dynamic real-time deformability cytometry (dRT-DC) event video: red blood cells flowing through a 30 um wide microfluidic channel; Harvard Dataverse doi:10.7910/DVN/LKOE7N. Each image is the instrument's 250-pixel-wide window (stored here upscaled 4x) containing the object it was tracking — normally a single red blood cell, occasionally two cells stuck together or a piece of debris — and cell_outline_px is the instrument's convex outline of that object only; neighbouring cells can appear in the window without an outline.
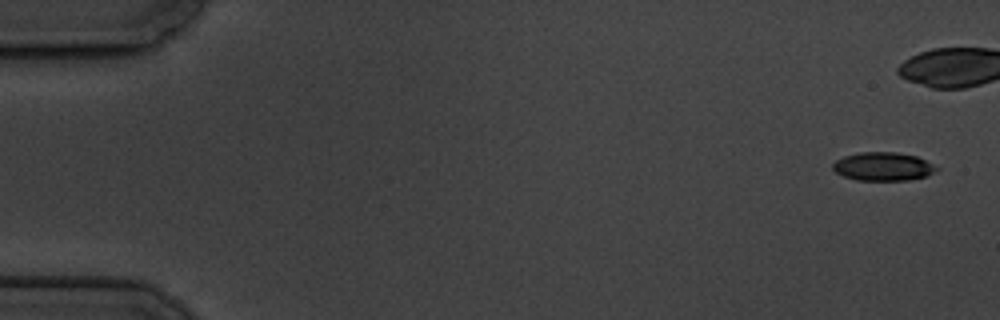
{"species": "common noctule bat (a hibernating species)", "species_latin": "Nyctalus noctula", "temperature_condition": "cold", "stored_images_in_passage": 9, "segment_of_instrument_passage": [1, 2], "camera_frame_rate_fps": 3000, "um_per_image_px": 0.085, "animal": {"sex": "male", "body_mass_g": 19.5, "forearm_length_mm": 54.6}, "frame": {"image": 1, "passage_image": 1, "time_ms": 0.0, "image_size_px": [1000, 320], "cell_outline_px": [[940, 168], [924, 176], [908, 180], [856, 180], [844, 176], [836, 172], [832, 168], [832, 164], [836, 160], [844, 156], [860, 152], [896, 152], [916, 156]], "centroid_in_image_um": [75.02, 14.15], "position_along_channel_um": 10.0, "area_um2": 16.99}}
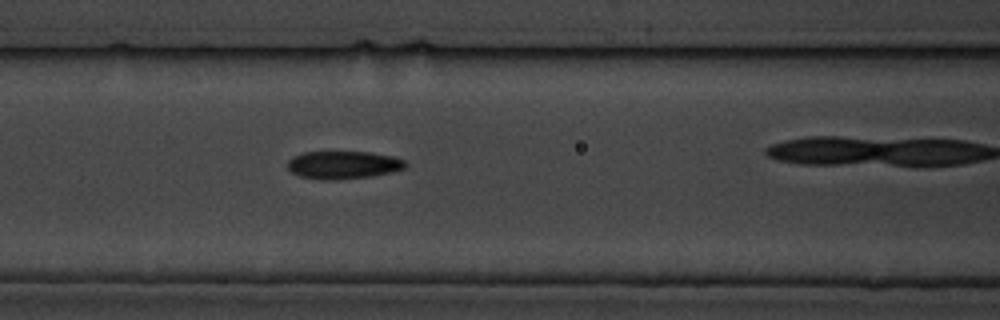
{"frame": {"image": 2, "passage_image": 7, "time_ms": 7.667, "image_size_px": [1000, 320], "cell_outline_px": [[408, 164], [404, 168], [392, 172], [372, 176], [336, 180], [320, 180], [300, 176], [292, 172], [288, 168], [288, 160], [292, 156], [304, 152], [372, 152], [392, 156], [404, 160]], "centroid_in_image_um": [29.17, 14.02], "position_along_channel_um": 137.4, "area_um2": 19.25}}